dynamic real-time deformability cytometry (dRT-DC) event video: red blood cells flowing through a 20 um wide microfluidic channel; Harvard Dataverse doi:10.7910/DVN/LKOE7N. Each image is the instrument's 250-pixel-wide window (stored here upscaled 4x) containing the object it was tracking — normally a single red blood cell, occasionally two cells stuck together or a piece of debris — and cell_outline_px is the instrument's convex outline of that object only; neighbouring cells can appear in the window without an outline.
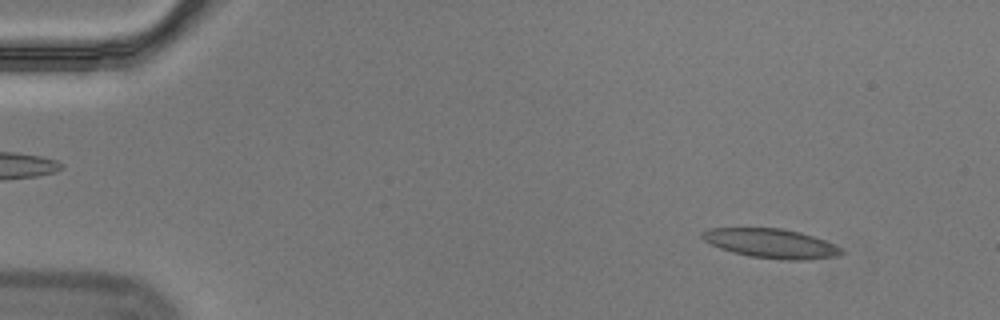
{"species": "Egyptian fruit bat (a non-hibernating species)", "species_latin": "Rousettus aegyptiacus", "temperature_condition": "cold", "stored_images_in_passage": 56, "camera_frame_rate_fps": 3000, "um_per_image_px": 0.085, "animal": {"sex": "male"}, "frame": {"image": 1, "passage_image": 5, "time_ms": 1.333, "image_size_px": [1000, 320], "cell_outline_px": [[844, 252], [836, 256], [808, 260], [788, 260], [748, 256], [732, 252], [720, 248], [704, 240], [700, 236], [700, 232], [708, 228], [780, 228], [800, 232], [824, 240], [840, 248]], "centroid_in_image_um": [65.5, 20.69], "position_along_channel_um": 19.5, "area_um2": 23.64}}
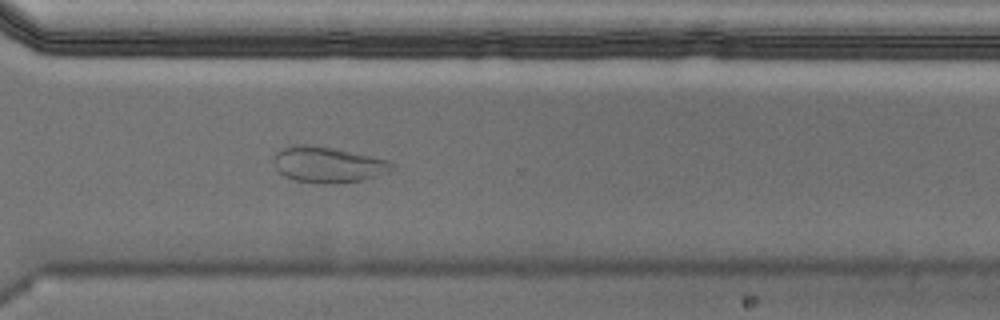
{"frame": {"image": 2, "passage_image": 41, "time_ms": 13.333, "image_size_px": [1000, 320], "cell_outline_px": [[396, 168], [388, 172], [364, 180], [332, 184], [324, 184], [296, 180], [284, 176], [276, 168], [276, 152], [292, 144], [304, 144], [332, 148], [388, 160], [396, 164]], "centroid_in_image_um": [27.92, 14.0], "position_along_channel_um": 342.7, "area_um2": 24.45}}
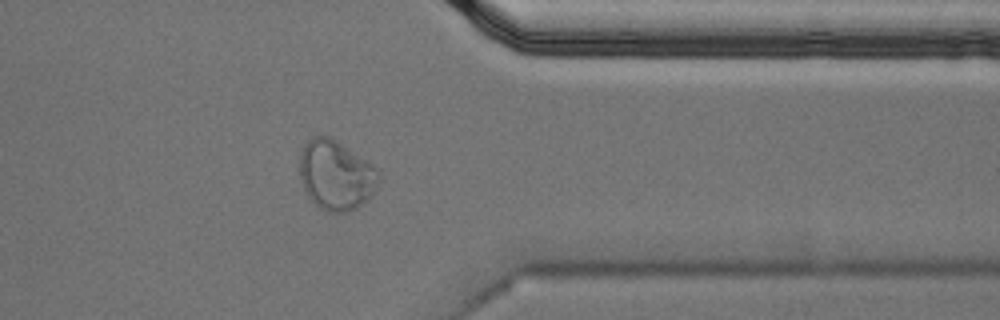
{"frame": {"image": 3, "passage_image": 45, "time_ms": 14.667, "image_size_px": [1000, 320], "cell_outline_px": [[380, 176], [372, 196], [356, 208], [348, 212], [328, 212], [320, 208], [308, 196], [300, 180], [300, 152], [304, 144], [312, 136], [328, 136], [376, 168], [380, 172]], "centroid_in_image_um": [28.53, 14.91], "position_along_channel_um": 382.9, "area_um2": 31.67}, "authors_computed_cell_mechanics": {"area_um2": 23.6691, "velocity_mm_per_s": 3.5003, "shape_relaxation_time_tau1_ms": null, "shape_relaxation_time_tau2_ms": 5.4703, "deformation_change_tau1": null, "deformation_change_tau2": 0.0952}}